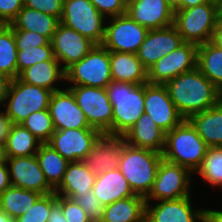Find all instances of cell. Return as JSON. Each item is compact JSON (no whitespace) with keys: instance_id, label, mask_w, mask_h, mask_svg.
<instances>
[{"instance_id":"49","label":"cell","mask_w":222,"mask_h":222,"mask_svg":"<svg viewBox=\"0 0 222 222\" xmlns=\"http://www.w3.org/2000/svg\"><path fill=\"white\" fill-rule=\"evenodd\" d=\"M11 81L12 79L0 73V108L4 105Z\"/></svg>"},{"instance_id":"37","label":"cell","mask_w":222,"mask_h":222,"mask_svg":"<svg viewBox=\"0 0 222 222\" xmlns=\"http://www.w3.org/2000/svg\"><path fill=\"white\" fill-rule=\"evenodd\" d=\"M17 77L25 69L39 62L57 60L51 42L36 47H17Z\"/></svg>"},{"instance_id":"44","label":"cell","mask_w":222,"mask_h":222,"mask_svg":"<svg viewBox=\"0 0 222 222\" xmlns=\"http://www.w3.org/2000/svg\"><path fill=\"white\" fill-rule=\"evenodd\" d=\"M24 6V0H0V22L10 24Z\"/></svg>"},{"instance_id":"30","label":"cell","mask_w":222,"mask_h":222,"mask_svg":"<svg viewBox=\"0 0 222 222\" xmlns=\"http://www.w3.org/2000/svg\"><path fill=\"white\" fill-rule=\"evenodd\" d=\"M194 181V186L198 185L199 189L203 182L205 185L203 184L202 188L209 187L210 190L211 187L212 190L222 191V147H208L201 166L194 173Z\"/></svg>"},{"instance_id":"23","label":"cell","mask_w":222,"mask_h":222,"mask_svg":"<svg viewBox=\"0 0 222 222\" xmlns=\"http://www.w3.org/2000/svg\"><path fill=\"white\" fill-rule=\"evenodd\" d=\"M128 145L162 153L165 147V133L155 124L151 116L144 113L123 135Z\"/></svg>"},{"instance_id":"20","label":"cell","mask_w":222,"mask_h":222,"mask_svg":"<svg viewBox=\"0 0 222 222\" xmlns=\"http://www.w3.org/2000/svg\"><path fill=\"white\" fill-rule=\"evenodd\" d=\"M126 14L148 30L171 26L174 21L166 0H127Z\"/></svg>"},{"instance_id":"31","label":"cell","mask_w":222,"mask_h":222,"mask_svg":"<svg viewBox=\"0 0 222 222\" xmlns=\"http://www.w3.org/2000/svg\"><path fill=\"white\" fill-rule=\"evenodd\" d=\"M40 196V193L11 185L0 194V209L15 220L31 209Z\"/></svg>"},{"instance_id":"16","label":"cell","mask_w":222,"mask_h":222,"mask_svg":"<svg viewBox=\"0 0 222 222\" xmlns=\"http://www.w3.org/2000/svg\"><path fill=\"white\" fill-rule=\"evenodd\" d=\"M6 163L13 186L41 195L54 193V188L47 182L36 155L7 157Z\"/></svg>"},{"instance_id":"28","label":"cell","mask_w":222,"mask_h":222,"mask_svg":"<svg viewBox=\"0 0 222 222\" xmlns=\"http://www.w3.org/2000/svg\"><path fill=\"white\" fill-rule=\"evenodd\" d=\"M145 216V197L133 195L104 206L100 222H145Z\"/></svg>"},{"instance_id":"7","label":"cell","mask_w":222,"mask_h":222,"mask_svg":"<svg viewBox=\"0 0 222 222\" xmlns=\"http://www.w3.org/2000/svg\"><path fill=\"white\" fill-rule=\"evenodd\" d=\"M194 189L196 190L194 174L188 168L162 158L152 189L145 201L175 200L191 196L195 192Z\"/></svg>"},{"instance_id":"26","label":"cell","mask_w":222,"mask_h":222,"mask_svg":"<svg viewBox=\"0 0 222 222\" xmlns=\"http://www.w3.org/2000/svg\"><path fill=\"white\" fill-rule=\"evenodd\" d=\"M112 80L136 85L148 83L147 70L137 54L110 51Z\"/></svg>"},{"instance_id":"3","label":"cell","mask_w":222,"mask_h":222,"mask_svg":"<svg viewBox=\"0 0 222 222\" xmlns=\"http://www.w3.org/2000/svg\"><path fill=\"white\" fill-rule=\"evenodd\" d=\"M106 90L113 106L112 136H123L145 113L144 84L112 80Z\"/></svg>"},{"instance_id":"2","label":"cell","mask_w":222,"mask_h":222,"mask_svg":"<svg viewBox=\"0 0 222 222\" xmlns=\"http://www.w3.org/2000/svg\"><path fill=\"white\" fill-rule=\"evenodd\" d=\"M208 146L188 119L165 134L162 158L188 168L193 174L201 166Z\"/></svg>"},{"instance_id":"36","label":"cell","mask_w":222,"mask_h":222,"mask_svg":"<svg viewBox=\"0 0 222 222\" xmlns=\"http://www.w3.org/2000/svg\"><path fill=\"white\" fill-rule=\"evenodd\" d=\"M28 129L41 143H47L55 132L49 110H41L31 113L20 123Z\"/></svg>"},{"instance_id":"53","label":"cell","mask_w":222,"mask_h":222,"mask_svg":"<svg viewBox=\"0 0 222 222\" xmlns=\"http://www.w3.org/2000/svg\"><path fill=\"white\" fill-rule=\"evenodd\" d=\"M7 155H6V148L5 143H0V164L6 163Z\"/></svg>"},{"instance_id":"52","label":"cell","mask_w":222,"mask_h":222,"mask_svg":"<svg viewBox=\"0 0 222 222\" xmlns=\"http://www.w3.org/2000/svg\"><path fill=\"white\" fill-rule=\"evenodd\" d=\"M211 0H183V9L201 5L203 3L209 2Z\"/></svg>"},{"instance_id":"48","label":"cell","mask_w":222,"mask_h":222,"mask_svg":"<svg viewBox=\"0 0 222 222\" xmlns=\"http://www.w3.org/2000/svg\"><path fill=\"white\" fill-rule=\"evenodd\" d=\"M47 222H68L63 215L62 206L57 201L51 206Z\"/></svg>"},{"instance_id":"5","label":"cell","mask_w":222,"mask_h":222,"mask_svg":"<svg viewBox=\"0 0 222 222\" xmlns=\"http://www.w3.org/2000/svg\"><path fill=\"white\" fill-rule=\"evenodd\" d=\"M220 20L217 0L174 12L173 25L184 42L201 45L211 41Z\"/></svg>"},{"instance_id":"10","label":"cell","mask_w":222,"mask_h":222,"mask_svg":"<svg viewBox=\"0 0 222 222\" xmlns=\"http://www.w3.org/2000/svg\"><path fill=\"white\" fill-rule=\"evenodd\" d=\"M84 112L89 125L102 134L112 136L113 106L106 88L66 85Z\"/></svg>"},{"instance_id":"19","label":"cell","mask_w":222,"mask_h":222,"mask_svg":"<svg viewBox=\"0 0 222 222\" xmlns=\"http://www.w3.org/2000/svg\"><path fill=\"white\" fill-rule=\"evenodd\" d=\"M184 43L174 25L149 30L140 45L137 56L143 67L148 70L155 62L170 54Z\"/></svg>"},{"instance_id":"21","label":"cell","mask_w":222,"mask_h":222,"mask_svg":"<svg viewBox=\"0 0 222 222\" xmlns=\"http://www.w3.org/2000/svg\"><path fill=\"white\" fill-rule=\"evenodd\" d=\"M126 144L123 136L103 134L83 162L95 175L117 169Z\"/></svg>"},{"instance_id":"25","label":"cell","mask_w":222,"mask_h":222,"mask_svg":"<svg viewBox=\"0 0 222 222\" xmlns=\"http://www.w3.org/2000/svg\"><path fill=\"white\" fill-rule=\"evenodd\" d=\"M96 175L83 161L69 162L62 181L54 189L57 195L75 199L82 193L92 190Z\"/></svg>"},{"instance_id":"24","label":"cell","mask_w":222,"mask_h":222,"mask_svg":"<svg viewBox=\"0 0 222 222\" xmlns=\"http://www.w3.org/2000/svg\"><path fill=\"white\" fill-rule=\"evenodd\" d=\"M92 190L103 206L137 195L118 168L96 175Z\"/></svg>"},{"instance_id":"47","label":"cell","mask_w":222,"mask_h":222,"mask_svg":"<svg viewBox=\"0 0 222 222\" xmlns=\"http://www.w3.org/2000/svg\"><path fill=\"white\" fill-rule=\"evenodd\" d=\"M9 169L7 163L0 164V194L11 186Z\"/></svg>"},{"instance_id":"42","label":"cell","mask_w":222,"mask_h":222,"mask_svg":"<svg viewBox=\"0 0 222 222\" xmlns=\"http://www.w3.org/2000/svg\"><path fill=\"white\" fill-rule=\"evenodd\" d=\"M64 0H24V7L41 11L50 16L57 17L59 20L63 12Z\"/></svg>"},{"instance_id":"29","label":"cell","mask_w":222,"mask_h":222,"mask_svg":"<svg viewBox=\"0 0 222 222\" xmlns=\"http://www.w3.org/2000/svg\"><path fill=\"white\" fill-rule=\"evenodd\" d=\"M59 23L57 17L23 6L17 17L8 25L12 29L41 34L51 41Z\"/></svg>"},{"instance_id":"22","label":"cell","mask_w":222,"mask_h":222,"mask_svg":"<svg viewBox=\"0 0 222 222\" xmlns=\"http://www.w3.org/2000/svg\"><path fill=\"white\" fill-rule=\"evenodd\" d=\"M18 78L22 82L49 89L52 92L66 87L65 69L58 60H47L36 63L23 70L18 75Z\"/></svg>"},{"instance_id":"46","label":"cell","mask_w":222,"mask_h":222,"mask_svg":"<svg viewBox=\"0 0 222 222\" xmlns=\"http://www.w3.org/2000/svg\"><path fill=\"white\" fill-rule=\"evenodd\" d=\"M209 207L204 208V222H222V208L220 206H215L214 209Z\"/></svg>"},{"instance_id":"6","label":"cell","mask_w":222,"mask_h":222,"mask_svg":"<svg viewBox=\"0 0 222 222\" xmlns=\"http://www.w3.org/2000/svg\"><path fill=\"white\" fill-rule=\"evenodd\" d=\"M66 85L106 88L112 81L110 51L95 45L80 61L65 70Z\"/></svg>"},{"instance_id":"55","label":"cell","mask_w":222,"mask_h":222,"mask_svg":"<svg viewBox=\"0 0 222 222\" xmlns=\"http://www.w3.org/2000/svg\"><path fill=\"white\" fill-rule=\"evenodd\" d=\"M219 16H222V0H217Z\"/></svg>"},{"instance_id":"33","label":"cell","mask_w":222,"mask_h":222,"mask_svg":"<svg viewBox=\"0 0 222 222\" xmlns=\"http://www.w3.org/2000/svg\"><path fill=\"white\" fill-rule=\"evenodd\" d=\"M41 141L21 124H12L5 143L7 157L36 155Z\"/></svg>"},{"instance_id":"35","label":"cell","mask_w":222,"mask_h":222,"mask_svg":"<svg viewBox=\"0 0 222 222\" xmlns=\"http://www.w3.org/2000/svg\"><path fill=\"white\" fill-rule=\"evenodd\" d=\"M17 47L13 29L9 25L0 27V73L10 79L17 78Z\"/></svg>"},{"instance_id":"9","label":"cell","mask_w":222,"mask_h":222,"mask_svg":"<svg viewBox=\"0 0 222 222\" xmlns=\"http://www.w3.org/2000/svg\"><path fill=\"white\" fill-rule=\"evenodd\" d=\"M60 23L101 45L106 18L89 0H64Z\"/></svg>"},{"instance_id":"45","label":"cell","mask_w":222,"mask_h":222,"mask_svg":"<svg viewBox=\"0 0 222 222\" xmlns=\"http://www.w3.org/2000/svg\"><path fill=\"white\" fill-rule=\"evenodd\" d=\"M11 126V119L6 115L5 111L0 108V143H6Z\"/></svg>"},{"instance_id":"14","label":"cell","mask_w":222,"mask_h":222,"mask_svg":"<svg viewBox=\"0 0 222 222\" xmlns=\"http://www.w3.org/2000/svg\"><path fill=\"white\" fill-rule=\"evenodd\" d=\"M103 134L94 128L55 130L47 142L68 162L83 161Z\"/></svg>"},{"instance_id":"50","label":"cell","mask_w":222,"mask_h":222,"mask_svg":"<svg viewBox=\"0 0 222 222\" xmlns=\"http://www.w3.org/2000/svg\"><path fill=\"white\" fill-rule=\"evenodd\" d=\"M211 42L222 49V21L219 20L214 28Z\"/></svg>"},{"instance_id":"4","label":"cell","mask_w":222,"mask_h":222,"mask_svg":"<svg viewBox=\"0 0 222 222\" xmlns=\"http://www.w3.org/2000/svg\"><path fill=\"white\" fill-rule=\"evenodd\" d=\"M162 153L126 144L118 169L137 195L146 197L152 189Z\"/></svg>"},{"instance_id":"43","label":"cell","mask_w":222,"mask_h":222,"mask_svg":"<svg viewBox=\"0 0 222 222\" xmlns=\"http://www.w3.org/2000/svg\"><path fill=\"white\" fill-rule=\"evenodd\" d=\"M16 47H36L48 45L51 41L41 35L27 30L13 29Z\"/></svg>"},{"instance_id":"34","label":"cell","mask_w":222,"mask_h":222,"mask_svg":"<svg viewBox=\"0 0 222 222\" xmlns=\"http://www.w3.org/2000/svg\"><path fill=\"white\" fill-rule=\"evenodd\" d=\"M47 182L55 189L62 181L68 161L47 143H42L36 153Z\"/></svg>"},{"instance_id":"40","label":"cell","mask_w":222,"mask_h":222,"mask_svg":"<svg viewBox=\"0 0 222 222\" xmlns=\"http://www.w3.org/2000/svg\"><path fill=\"white\" fill-rule=\"evenodd\" d=\"M57 202L62 206L63 215L68 222H92L88 214L75 200L57 195Z\"/></svg>"},{"instance_id":"27","label":"cell","mask_w":222,"mask_h":222,"mask_svg":"<svg viewBox=\"0 0 222 222\" xmlns=\"http://www.w3.org/2000/svg\"><path fill=\"white\" fill-rule=\"evenodd\" d=\"M188 120L208 147H222V99Z\"/></svg>"},{"instance_id":"54","label":"cell","mask_w":222,"mask_h":222,"mask_svg":"<svg viewBox=\"0 0 222 222\" xmlns=\"http://www.w3.org/2000/svg\"><path fill=\"white\" fill-rule=\"evenodd\" d=\"M0 222H15V220L0 209Z\"/></svg>"},{"instance_id":"12","label":"cell","mask_w":222,"mask_h":222,"mask_svg":"<svg viewBox=\"0 0 222 222\" xmlns=\"http://www.w3.org/2000/svg\"><path fill=\"white\" fill-rule=\"evenodd\" d=\"M198 45L184 42L170 54L162 57L147 70L150 84L165 85L182 73L197 67Z\"/></svg>"},{"instance_id":"32","label":"cell","mask_w":222,"mask_h":222,"mask_svg":"<svg viewBox=\"0 0 222 222\" xmlns=\"http://www.w3.org/2000/svg\"><path fill=\"white\" fill-rule=\"evenodd\" d=\"M197 68L222 92V49L211 41L198 45Z\"/></svg>"},{"instance_id":"38","label":"cell","mask_w":222,"mask_h":222,"mask_svg":"<svg viewBox=\"0 0 222 222\" xmlns=\"http://www.w3.org/2000/svg\"><path fill=\"white\" fill-rule=\"evenodd\" d=\"M57 201V194L41 195L31 209L15 219V222H47L51 206Z\"/></svg>"},{"instance_id":"11","label":"cell","mask_w":222,"mask_h":222,"mask_svg":"<svg viewBox=\"0 0 222 222\" xmlns=\"http://www.w3.org/2000/svg\"><path fill=\"white\" fill-rule=\"evenodd\" d=\"M148 31L127 14L107 18L101 45L109 51L137 54Z\"/></svg>"},{"instance_id":"51","label":"cell","mask_w":222,"mask_h":222,"mask_svg":"<svg viewBox=\"0 0 222 222\" xmlns=\"http://www.w3.org/2000/svg\"><path fill=\"white\" fill-rule=\"evenodd\" d=\"M173 12L183 9V0H166Z\"/></svg>"},{"instance_id":"13","label":"cell","mask_w":222,"mask_h":222,"mask_svg":"<svg viewBox=\"0 0 222 222\" xmlns=\"http://www.w3.org/2000/svg\"><path fill=\"white\" fill-rule=\"evenodd\" d=\"M196 195L146 202L145 222H204L205 206H197L199 202L195 203L198 198Z\"/></svg>"},{"instance_id":"15","label":"cell","mask_w":222,"mask_h":222,"mask_svg":"<svg viewBox=\"0 0 222 222\" xmlns=\"http://www.w3.org/2000/svg\"><path fill=\"white\" fill-rule=\"evenodd\" d=\"M144 112L165 134L184 120L165 85L144 84Z\"/></svg>"},{"instance_id":"17","label":"cell","mask_w":222,"mask_h":222,"mask_svg":"<svg viewBox=\"0 0 222 222\" xmlns=\"http://www.w3.org/2000/svg\"><path fill=\"white\" fill-rule=\"evenodd\" d=\"M48 110L55 130L92 128L67 87L52 92Z\"/></svg>"},{"instance_id":"8","label":"cell","mask_w":222,"mask_h":222,"mask_svg":"<svg viewBox=\"0 0 222 222\" xmlns=\"http://www.w3.org/2000/svg\"><path fill=\"white\" fill-rule=\"evenodd\" d=\"M52 91L22 82L18 77L10 83L2 109L12 124H20L31 113L48 109Z\"/></svg>"},{"instance_id":"39","label":"cell","mask_w":222,"mask_h":222,"mask_svg":"<svg viewBox=\"0 0 222 222\" xmlns=\"http://www.w3.org/2000/svg\"><path fill=\"white\" fill-rule=\"evenodd\" d=\"M88 214L92 222H100L103 218L104 206L94 195L93 190L82 193L74 199Z\"/></svg>"},{"instance_id":"41","label":"cell","mask_w":222,"mask_h":222,"mask_svg":"<svg viewBox=\"0 0 222 222\" xmlns=\"http://www.w3.org/2000/svg\"><path fill=\"white\" fill-rule=\"evenodd\" d=\"M106 19L126 14L127 0H89Z\"/></svg>"},{"instance_id":"18","label":"cell","mask_w":222,"mask_h":222,"mask_svg":"<svg viewBox=\"0 0 222 222\" xmlns=\"http://www.w3.org/2000/svg\"><path fill=\"white\" fill-rule=\"evenodd\" d=\"M55 58L66 70L96 45L89 38L59 23L51 40Z\"/></svg>"},{"instance_id":"1","label":"cell","mask_w":222,"mask_h":222,"mask_svg":"<svg viewBox=\"0 0 222 222\" xmlns=\"http://www.w3.org/2000/svg\"><path fill=\"white\" fill-rule=\"evenodd\" d=\"M170 98L184 119L215 106L222 92L196 67L165 84Z\"/></svg>"}]
</instances>
